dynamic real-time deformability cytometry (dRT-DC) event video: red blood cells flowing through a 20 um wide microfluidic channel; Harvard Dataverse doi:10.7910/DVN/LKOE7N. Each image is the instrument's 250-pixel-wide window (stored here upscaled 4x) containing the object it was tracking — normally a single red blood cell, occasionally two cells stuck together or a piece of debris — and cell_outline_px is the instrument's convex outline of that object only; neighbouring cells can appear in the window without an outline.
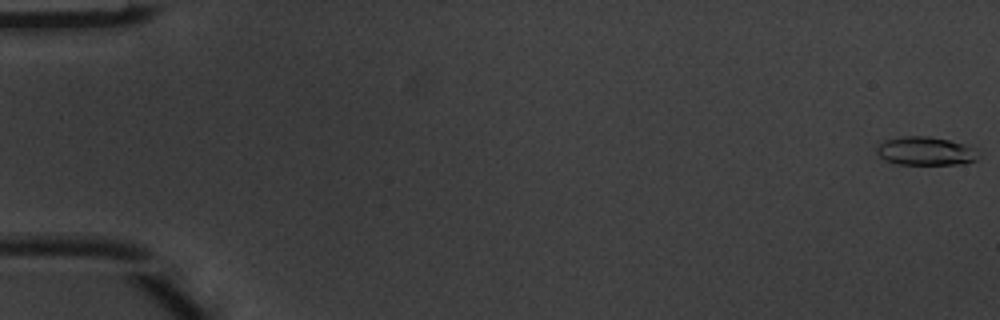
{"species": "common noctule bat (a hibernating species)", "species_latin": "Nyctalus noctula", "temperature_condition": "warm", "stored_images_in_passage": 5, "camera_frame_rate_fps": 3000, "um_per_image_px": 0.085, "animal": {"sex": "male", "body_mass_g": 20.1, "forearm_length_mm": 53.5}, "frame": {"image": 1, "passage_image": 1, "time_ms": 0.0, "image_size_px": [1000, 320], "cell_outline_px": [[976, 160], [968, 164], [900, 164], [884, 160], [876, 152], [876, 148], [884, 140], [900, 136], [928, 136], [948, 140], [964, 144], [972, 148]], "centroid_in_image_um": [78.6, 12.84], "position_along_channel_um": 6.4, "area_um2": 16.65}}